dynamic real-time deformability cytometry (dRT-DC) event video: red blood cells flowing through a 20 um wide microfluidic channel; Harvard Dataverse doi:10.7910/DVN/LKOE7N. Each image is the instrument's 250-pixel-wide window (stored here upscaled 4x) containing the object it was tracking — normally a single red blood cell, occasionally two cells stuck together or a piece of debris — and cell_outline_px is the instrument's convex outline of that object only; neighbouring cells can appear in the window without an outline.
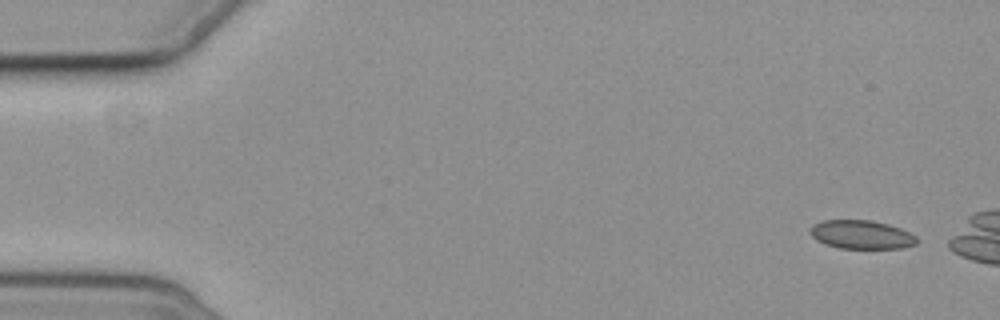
{"species": "common noctule bat (a hibernating species)", "species_latin": "Nyctalus noctula", "temperature_condition": "cold", "stored_images_in_passage": 4, "camera_frame_rate_fps": 3000, "um_per_image_px": 0.085, "animal": {"sex": "female", "body_mass_g": 19.3, "forearm_length_mm": 54.1}, "frame": {"image": 1, "passage_image": 1, "time_ms": 0.0, "image_size_px": [1000, 320], "cell_outline_px": [[916, 244], [904, 248], [840, 248], [816, 240], [808, 232], [812, 224], [820, 220], [872, 220], [888, 224], [900, 228], [916, 236]], "centroid_in_image_um": [73.19, 19.93], "position_along_channel_um": 11.8, "area_um2": 17.8}}